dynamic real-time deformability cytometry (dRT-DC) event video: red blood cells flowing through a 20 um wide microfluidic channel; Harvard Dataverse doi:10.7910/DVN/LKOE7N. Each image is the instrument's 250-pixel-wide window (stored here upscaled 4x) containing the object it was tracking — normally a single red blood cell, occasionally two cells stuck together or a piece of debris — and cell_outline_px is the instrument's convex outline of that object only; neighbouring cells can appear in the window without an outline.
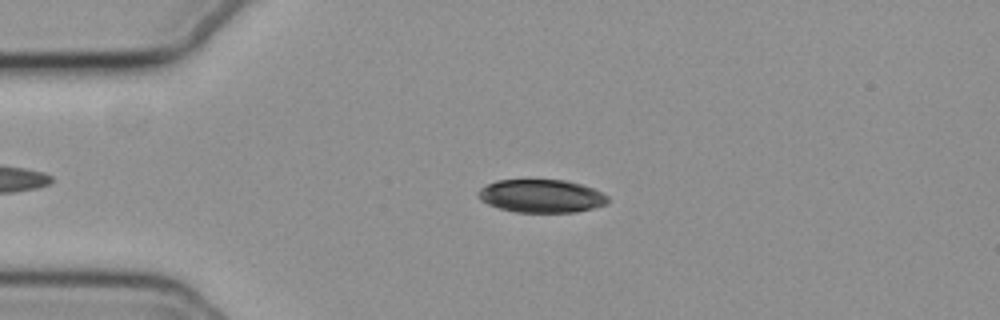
{"species": "common noctule bat (a hibernating species)", "species_latin": "Nyctalus noctula", "temperature_condition": "cold", "stored_images_in_passage": 10, "camera_frame_rate_fps": 3000, "um_per_image_px": 0.085, "animal": {"sex": "female", "body_mass_g": 19.3, "forearm_length_mm": 54.1}, "frame": {"image": 1, "passage_image": 6, "time_ms": 1.667, "image_size_px": [1000, 320], "cell_outline_px": [[608, 204], [576, 212], [516, 212], [500, 208], [488, 204], [480, 200], [476, 196], [476, 192], [480, 188], [496, 180], [564, 180], [580, 184], [592, 188], [608, 196]], "centroid_in_image_um": [45.98, 16.66], "position_along_channel_um": 39.0, "area_um2": 24.97}}